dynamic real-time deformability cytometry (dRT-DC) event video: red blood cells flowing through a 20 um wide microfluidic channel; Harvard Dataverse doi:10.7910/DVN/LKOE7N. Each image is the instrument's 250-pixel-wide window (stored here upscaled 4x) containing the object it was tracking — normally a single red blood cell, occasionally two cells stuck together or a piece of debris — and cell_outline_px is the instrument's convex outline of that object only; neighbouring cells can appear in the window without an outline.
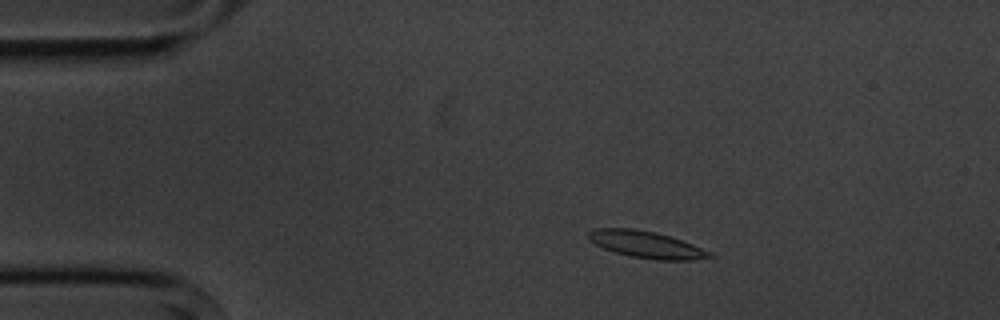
{"species": "common noctule bat (a hibernating species)", "species_latin": "Nyctalus noctula", "temperature_condition": "cold", "stored_images_in_passage": 10, "camera_frame_rate_fps": 3000, "um_per_image_px": 0.085, "animal": {"sex": "male", "body_mass_g": 20.1, "forearm_length_mm": 53.5}, "frame": {"image": 1, "passage_image": 3, "time_ms": 2.333, "image_size_px": [1000, 320], "cell_outline_px": [[716, 256], [692, 260], [656, 260], [632, 256], [616, 252], [604, 248], [588, 240], [588, 232], [596, 228], [632, 228], [656, 232], [692, 244], [712, 252]], "centroid_in_image_um": [54.95, 20.78], "position_along_channel_um": 30.1, "area_um2": 18.79}}
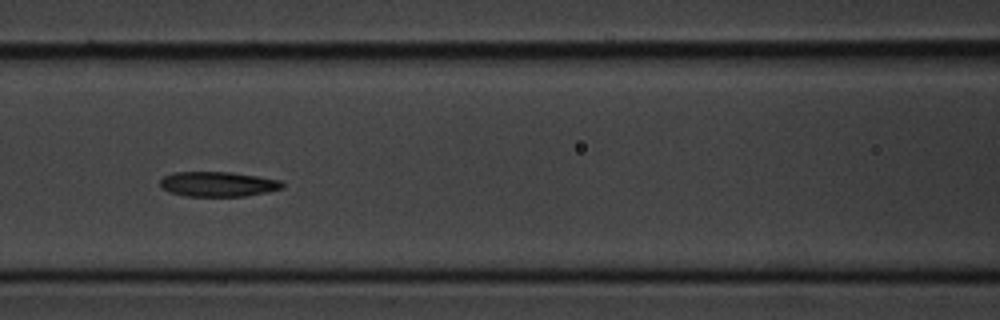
{"frame": {"image": 2, "passage_image": 7, "time_ms": 7.0, "image_size_px": [1000, 320], "cell_outline_px": [[284, 188], [268, 192], [244, 196], [184, 196], [168, 192], [160, 188], [160, 180], [164, 176], [176, 172], [228, 172], [256, 176], [280, 180], [284, 184]], "centroid_in_image_um": [18.5, 15.66], "position_along_channel_um": 148.1, "area_um2": 17.8}}
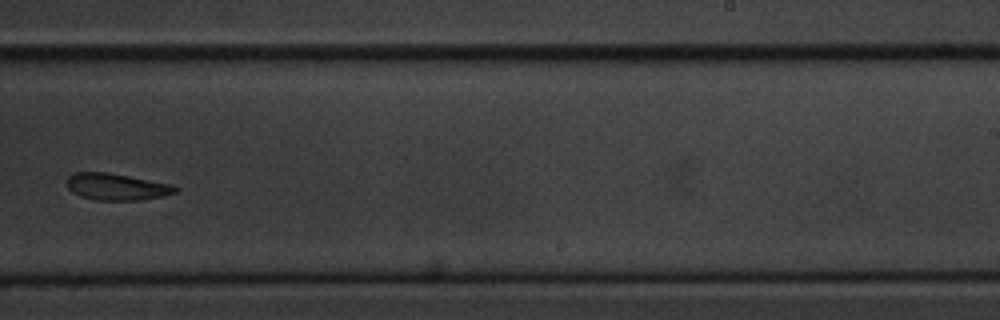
{"frame": {"image": 3, "passage_image": 10, "time_ms": 10.667, "image_size_px": [1000, 320], "cell_outline_px": [[180, 188], [176, 192], [164, 196], [140, 200], [96, 200], [80, 196], [72, 192], [68, 188], [68, 176], [76, 172], [104, 172], [128, 176], [172, 184]], "centroid_in_image_um": [9.93, 15.88], "position_along_channel_um": 279.1, "area_um2": 16.82}}